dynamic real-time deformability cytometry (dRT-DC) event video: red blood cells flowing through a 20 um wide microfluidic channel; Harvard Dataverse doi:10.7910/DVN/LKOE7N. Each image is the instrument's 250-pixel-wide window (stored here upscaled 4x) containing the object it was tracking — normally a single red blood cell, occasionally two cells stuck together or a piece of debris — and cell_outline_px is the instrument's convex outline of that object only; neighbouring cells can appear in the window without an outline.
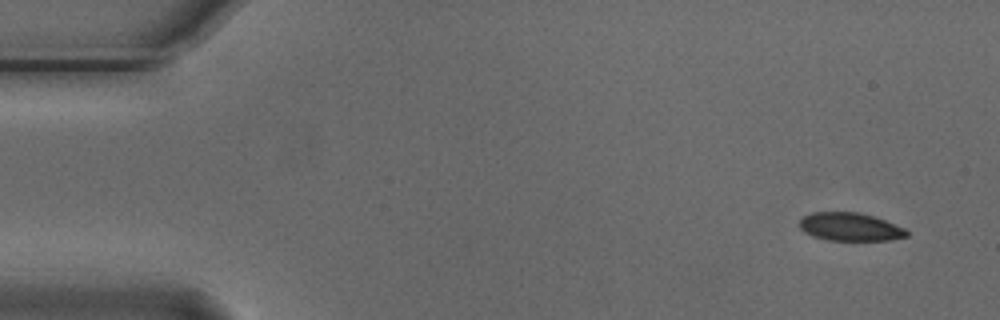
{"species": "Egyptian fruit bat (a non-hibernating species)", "species_latin": "Rousettus aegyptiacus", "temperature_condition": "cold", "stored_images_in_passage": 5, "camera_frame_rate_fps": 3000, "um_per_image_px": 0.085, "animal": {"sex": "male"}, "frame": {"image": 1, "passage_image": 1, "time_ms": 0.0, "image_size_px": [1000, 320], "cell_outline_px": [[908, 236], [888, 240], [828, 240], [812, 236], [804, 232], [800, 228], [800, 220], [804, 216], [812, 212], [856, 212], [872, 216], [884, 220], [904, 228], [908, 232]], "centroid_in_image_um": [72.23, 19.28], "position_along_channel_um": 12.8, "area_um2": 17.4}}
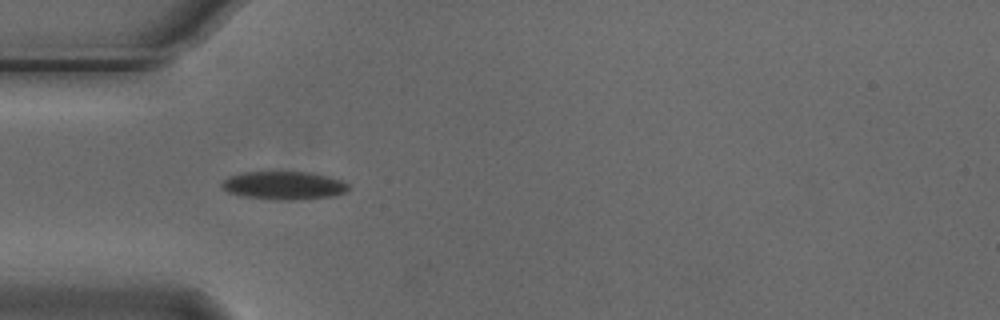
{"frame": {"image": 2, "passage_image": 4, "time_ms": 1.0, "image_size_px": [1000, 320], "cell_outline_px": [[348, 192], [332, 196], [300, 200], [276, 200], [240, 196], [228, 192], [220, 188], [220, 184], [228, 176], [244, 172], [312, 172], [344, 180], [348, 184]], "centroid_in_image_um": [24.13, 15.77], "position_along_channel_um": 60.9, "area_um2": 21.21}}
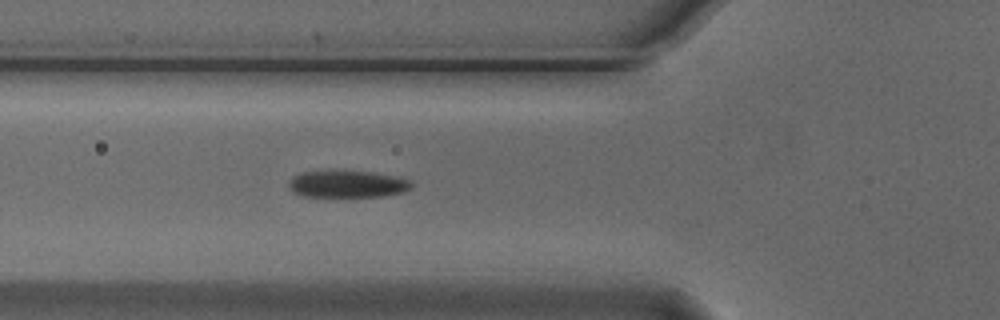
{"frame": {"image": 3, "passage_image": 5, "time_ms": 1.333, "image_size_px": [1000, 320], "cell_outline_px": [[412, 188], [404, 192], [384, 196], [304, 196], [292, 192], [288, 188], [288, 184], [292, 176], [304, 172], [372, 172], [396, 176], [408, 180], [412, 184]], "centroid_in_image_um": [29.53, 15.66], "position_along_channel_um": 96.3, "area_um2": 18.96}}